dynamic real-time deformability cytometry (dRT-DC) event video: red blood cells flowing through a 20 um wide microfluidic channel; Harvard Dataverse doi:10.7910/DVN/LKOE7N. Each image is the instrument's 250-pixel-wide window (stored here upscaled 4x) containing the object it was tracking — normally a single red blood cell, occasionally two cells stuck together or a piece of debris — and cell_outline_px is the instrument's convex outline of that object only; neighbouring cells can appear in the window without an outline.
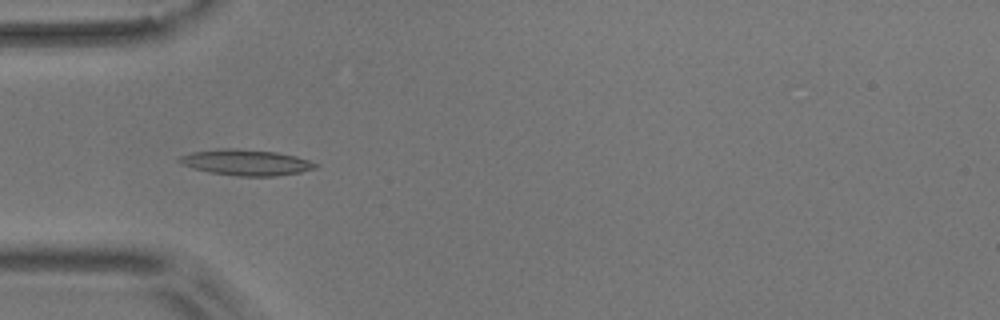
{"species": "common noctule bat (a hibernating species)", "species_latin": "Nyctalus noctula", "temperature_condition": "room temperature", "stored_images_in_passage": 5, "camera_frame_rate_fps": 3000, "um_per_image_px": 0.085, "animal": {"sex": "male", "body_mass_g": 17.9}, "frame": {"image": 1, "passage_image": 4, "time_ms": 3.667, "image_size_px": [1000, 320], "cell_outline_px": [[320, 164], [316, 168], [300, 172], [276, 176], [236, 176], [212, 172], [192, 168], [180, 164], [176, 160], [180, 156], [192, 152], [220, 148], [232, 148], [276, 152], [296, 156]], "centroid_in_image_um": [20.9, 13.8], "position_along_channel_um": 64.1, "area_um2": 20.52}}
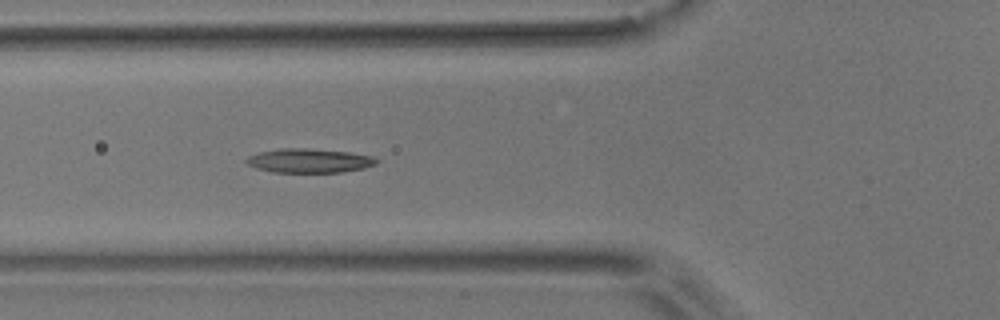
{"frame": {"image": 2, "passage_image": 5, "time_ms": 4.667, "image_size_px": [1000, 320], "cell_outline_px": [[380, 160], [376, 164], [364, 168], [340, 172], [272, 172], [256, 168], [248, 164], [244, 160], [248, 156], [260, 152], [280, 148], [308, 148], [348, 152], [372, 156]], "centroid_in_image_um": [26.28, 13.65], "position_along_channel_um": 99.5, "area_um2": 18.26}}